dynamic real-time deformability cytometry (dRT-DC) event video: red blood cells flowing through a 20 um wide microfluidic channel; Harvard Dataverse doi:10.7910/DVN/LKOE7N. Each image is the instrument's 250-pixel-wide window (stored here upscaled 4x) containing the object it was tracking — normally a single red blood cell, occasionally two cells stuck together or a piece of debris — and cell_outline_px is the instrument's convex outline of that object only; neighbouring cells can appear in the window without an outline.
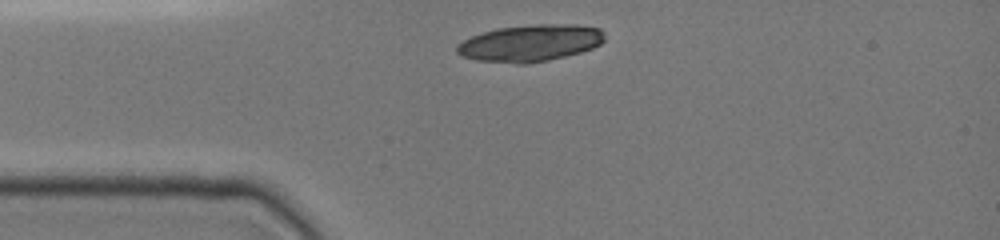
{"species": "common noctule bat (a hibernating species)", "species_latin": "Nyctalus noctula", "temperature_condition": "cold", "stored_images_in_passage": 27, "camera_frame_rate_fps": 3000, "um_per_image_px": 0.085, "animal": {"sex": "female", "body_mass_g": 19.0, "forearm_length_mm": 51.5}, "frame": {"image": 1, "passage_image": 1, "time_ms": 0.0, "image_size_px": [1000, 240], "cell_outline_px": [[604, 40], [600, 44], [592, 48], [580, 52], [548, 60], [528, 64], [516, 64], [476, 60], [460, 56], [456, 52], [456, 44], [472, 36], [496, 28], [536, 24], [576, 24], [600, 28], [604, 32]], "centroid_in_image_um": [45.05, 3.66], "position_along_channel_um": 39.9, "area_um2": 31.85}}
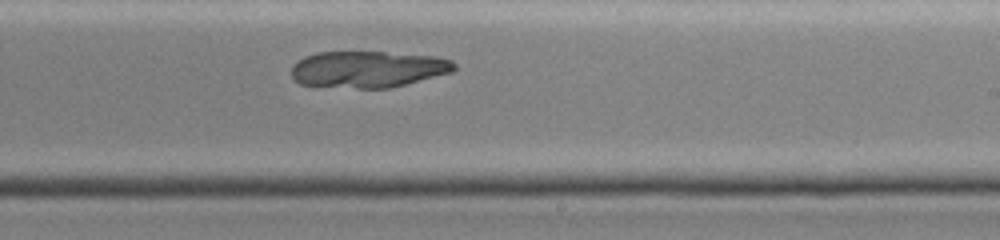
{"frame": {"image": 2, "passage_image": 19, "time_ms": 6.0, "image_size_px": [1000, 240], "cell_outline_px": [[456, 68], [452, 72], [388, 88], [356, 88], [300, 84], [292, 76], [292, 64], [304, 56], [316, 52], [384, 52], [436, 56], [452, 60], [456, 64]], "centroid_in_image_um": [31.27, 5.87], "position_along_channel_um": 257.7, "area_um2": 34.56}}